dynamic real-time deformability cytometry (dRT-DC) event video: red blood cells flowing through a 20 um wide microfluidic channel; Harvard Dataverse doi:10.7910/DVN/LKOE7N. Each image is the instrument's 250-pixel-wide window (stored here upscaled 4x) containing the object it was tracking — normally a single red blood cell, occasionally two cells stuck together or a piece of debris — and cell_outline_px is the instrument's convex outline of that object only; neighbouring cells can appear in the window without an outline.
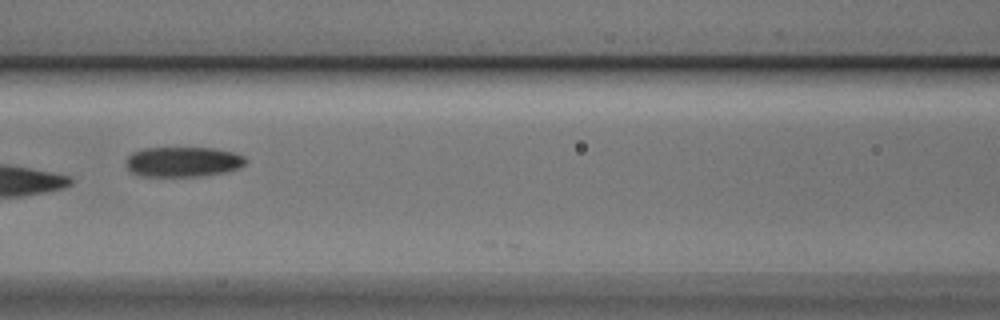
{"species": "Egyptian fruit bat (a non-hibernating species)", "species_latin": "Rousettus aegyptiacus", "temperature_condition": "cold", "stored_images_in_passage": 10, "camera_frame_rate_fps": 3000, "um_per_image_px": 0.085, "animal": {"sex": "male"}, "frame": {"image": 1, "passage_image": 7, "time_ms": 2.0, "image_size_px": [1000, 320], "cell_outline_px": [[248, 160], [240, 168], [224, 172], [200, 176], [140, 176], [132, 172], [128, 168], [128, 156], [132, 152], [144, 148], [212, 148], [232, 152], [244, 156]], "centroid_in_image_um": [15.58, 13.75], "position_along_channel_um": 151.0, "area_um2": 20.81}}
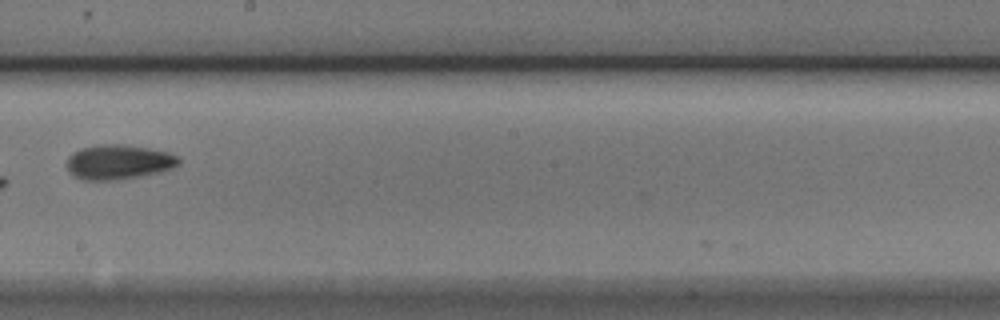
{"frame": {"image": 2, "passage_image": 9, "time_ms": 2.667, "image_size_px": [1000, 320], "cell_outline_px": [[180, 164], [172, 168], [160, 172], [140, 176], [112, 180], [80, 180], [72, 176], [68, 172], [68, 156], [72, 152], [80, 148], [100, 144], [124, 144], [148, 148], [168, 152], [180, 156]], "centroid_in_image_um": [10.07, 13.77], "position_along_channel_um": 238.1, "area_um2": 22.89}}
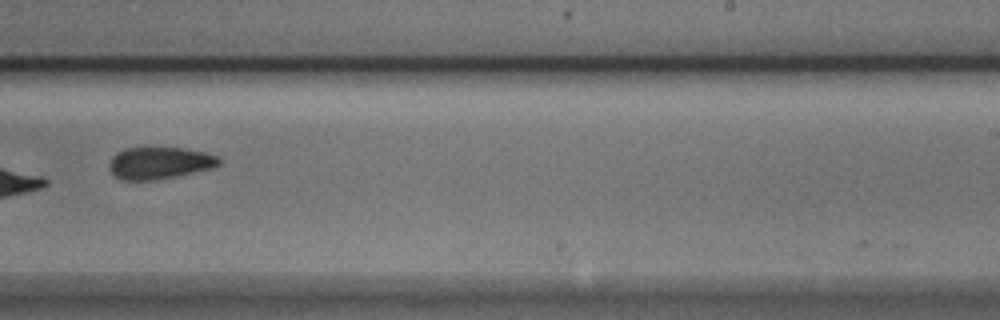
{"frame": {"image": 3, "passage_image": 10, "time_ms": 3.0, "image_size_px": [1000, 320], "cell_outline_px": [[220, 164], [212, 168], [176, 176], [156, 180], [124, 180], [116, 176], [108, 168], [108, 164], [112, 156], [116, 152], [124, 148], [184, 148], [204, 152], [220, 156]], "centroid_in_image_um": [13.55, 13.85], "position_along_channel_um": 275.4, "area_um2": 20.52}}